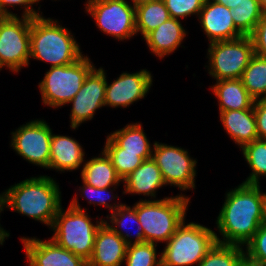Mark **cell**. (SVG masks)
<instances>
[{
	"mask_svg": "<svg viewBox=\"0 0 266 266\" xmlns=\"http://www.w3.org/2000/svg\"><path fill=\"white\" fill-rule=\"evenodd\" d=\"M260 184L241 183L225 194V201L216 220V241L245 246L262 225L265 193Z\"/></svg>",
	"mask_w": 266,
	"mask_h": 266,
	"instance_id": "obj_1",
	"label": "cell"
},
{
	"mask_svg": "<svg viewBox=\"0 0 266 266\" xmlns=\"http://www.w3.org/2000/svg\"><path fill=\"white\" fill-rule=\"evenodd\" d=\"M61 191L54 178L30 177L2 192V206L50 226L62 207Z\"/></svg>",
	"mask_w": 266,
	"mask_h": 266,
	"instance_id": "obj_2",
	"label": "cell"
},
{
	"mask_svg": "<svg viewBox=\"0 0 266 266\" xmlns=\"http://www.w3.org/2000/svg\"><path fill=\"white\" fill-rule=\"evenodd\" d=\"M83 55L74 35L58 20L43 15L31 18L30 59L53 67L73 64Z\"/></svg>",
	"mask_w": 266,
	"mask_h": 266,
	"instance_id": "obj_3",
	"label": "cell"
},
{
	"mask_svg": "<svg viewBox=\"0 0 266 266\" xmlns=\"http://www.w3.org/2000/svg\"><path fill=\"white\" fill-rule=\"evenodd\" d=\"M77 197L78 194L74 195L69 207L66 210L61 207L55 216L51 239L88 262L93 252L95 235L105 218H99L101 220L97 219L93 224L92 218L86 213L88 209L80 206Z\"/></svg>",
	"mask_w": 266,
	"mask_h": 266,
	"instance_id": "obj_4",
	"label": "cell"
},
{
	"mask_svg": "<svg viewBox=\"0 0 266 266\" xmlns=\"http://www.w3.org/2000/svg\"><path fill=\"white\" fill-rule=\"evenodd\" d=\"M190 200L181 193L158 200L141 198L136 202V213L143 227L145 242H167L186 220Z\"/></svg>",
	"mask_w": 266,
	"mask_h": 266,
	"instance_id": "obj_5",
	"label": "cell"
},
{
	"mask_svg": "<svg viewBox=\"0 0 266 266\" xmlns=\"http://www.w3.org/2000/svg\"><path fill=\"white\" fill-rule=\"evenodd\" d=\"M216 242L215 231L184 220L161 251V266L198 265Z\"/></svg>",
	"mask_w": 266,
	"mask_h": 266,
	"instance_id": "obj_6",
	"label": "cell"
},
{
	"mask_svg": "<svg viewBox=\"0 0 266 266\" xmlns=\"http://www.w3.org/2000/svg\"><path fill=\"white\" fill-rule=\"evenodd\" d=\"M94 67L87 55L70 65L50 67L38 84L43 105L50 108L67 105L81 89L86 76Z\"/></svg>",
	"mask_w": 266,
	"mask_h": 266,
	"instance_id": "obj_7",
	"label": "cell"
},
{
	"mask_svg": "<svg viewBox=\"0 0 266 266\" xmlns=\"http://www.w3.org/2000/svg\"><path fill=\"white\" fill-rule=\"evenodd\" d=\"M208 44L206 69L215 81L240 79L255 54L250 36Z\"/></svg>",
	"mask_w": 266,
	"mask_h": 266,
	"instance_id": "obj_8",
	"label": "cell"
},
{
	"mask_svg": "<svg viewBox=\"0 0 266 266\" xmlns=\"http://www.w3.org/2000/svg\"><path fill=\"white\" fill-rule=\"evenodd\" d=\"M31 18L4 16L0 20V70L18 73L30 64Z\"/></svg>",
	"mask_w": 266,
	"mask_h": 266,
	"instance_id": "obj_9",
	"label": "cell"
},
{
	"mask_svg": "<svg viewBox=\"0 0 266 266\" xmlns=\"http://www.w3.org/2000/svg\"><path fill=\"white\" fill-rule=\"evenodd\" d=\"M85 10L102 33L117 41L130 40L137 35L135 6L129 1L91 0L85 2Z\"/></svg>",
	"mask_w": 266,
	"mask_h": 266,
	"instance_id": "obj_10",
	"label": "cell"
},
{
	"mask_svg": "<svg viewBox=\"0 0 266 266\" xmlns=\"http://www.w3.org/2000/svg\"><path fill=\"white\" fill-rule=\"evenodd\" d=\"M152 159L161 170L166 186H177L180 191L195 189L197 159L191 158L188 149L155 141Z\"/></svg>",
	"mask_w": 266,
	"mask_h": 266,
	"instance_id": "obj_11",
	"label": "cell"
},
{
	"mask_svg": "<svg viewBox=\"0 0 266 266\" xmlns=\"http://www.w3.org/2000/svg\"><path fill=\"white\" fill-rule=\"evenodd\" d=\"M52 129L44 119L30 120L11 132L12 149L29 163L48 169Z\"/></svg>",
	"mask_w": 266,
	"mask_h": 266,
	"instance_id": "obj_12",
	"label": "cell"
},
{
	"mask_svg": "<svg viewBox=\"0 0 266 266\" xmlns=\"http://www.w3.org/2000/svg\"><path fill=\"white\" fill-rule=\"evenodd\" d=\"M107 73L102 67L96 66L86 76L81 89L68 103L72 104L70 112V127H78L93 119L97 109L105 106V91L107 82Z\"/></svg>",
	"mask_w": 266,
	"mask_h": 266,
	"instance_id": "obj_13",
	"label": "cell"
},
{
	"mask_svg": "<svg viewBox=\"0 0 266 266\" xmlns=\"http://www.w3.org/2000/svg\"><path fill=\"white\" fill-rule=\"evenodd\" d=\"M153 76L147 69L135 73L123 72L111 84L106 82L105 107L127 108L147 96L153 84Z\"/></svg>",
	"mask_w": 266,
	"mask_h": 266,
	"instance_id": "obj_14",
	"label": "cell"
},
{
	"mask_svg": "<svg viewBox=\"0 0 266 266\" xmlns=\"http://www.w3.org/2000/svg\"><path fill=\"white\" fill-rule=\"evenodd\" d=\"M29 266H87V261L51 238L20 237Z\"/></svg>",
	"mask_w": 266,
	"mask_h": 266,
	"instance_id": "obj_15",
	"label": "cell"
},
{
	"mask_svg": "<svg viewBox=\"0 0 266 266\" xmlns=\"http://www.w3.org/2000/svg\"><path fill=\"white\" fill-rule=\"evenodd\" d=\"M198 21L209 43L233 40L244 36L232 19V11L214 0H205Z\"/></svg>",
	"mask_w": 266,
	"mask_h": 266,
	"instance_id": "obj_16",
	"label": "cell"
},
{
	"mask_svg": "<svg viewBox=\"0 0 266 266\" xmlns=\"http://www.w3.org/2000/svg\"><path fill=\"white\" fill-rule=\"evenodd\" d=\"M126 248V242L103 222L95 235L93 252L87 266H121Z\"/></svg>",
	"mask_w": 266,
	"mask_h": 266,
	"instance_id": "obj_17",
	"label": "cell"
},
{
	"mask_svg": "<svg viewBox=\"0 0 266 266\" xmlns=\"http://www.w3.org/2000/svg\"><path fill=\"white\" fill-rule=\"evenodd\" d=\"M84 157V149L75 138L52 132L48 169H53L60 173L77 170L85 163Z\"/></svg>",
	"mask_w": 266,
	"mask_h": 266,
	"instance_id": "obj_18",
	"label": "cell"
},
{
	"mask_svg": "<svg viewBox=\"0 0 266 266\" xmlns=\"http://www.w3.org/2000/svg\"><path fill=\"white\" fill-rule=\"evenodd\" d=\"M124 185L122 194L142 195L156 200V192L166 186L161 170L151 158L131 172L122 182Z\"/></svg>",
	"mask_w": 266,
	"mask_h": 266,
	"instance_id": "obj_19",
	"label": "cell"
},
{
	"mask_svg": "<svg viewBox=\"0 0 266 266\" xmlns=\"http://www.w3.org/2000/svg\"><path fill=\"white\" fill-rule=\"evenodd\" d=\"M186 35V28L182 26L180 20L169 18L143 39L149 51L162 59L178 49L179 46L182 47L181 44Z\"/></svg>",
	"mask_w": 266,
	"mask_h": 266,
	"instance_id": "obj_20",
	"label": "cell"
},
{
	"mask_svg": "<svg viewBox=\"0 0 266 266\" xmlns=\"http://www.w3.org/2000/svg\"><path fill=\"white\" fill-rule=\"evenodd\" d=\"M220 121L227 135L243 148L258 139L254 109L219 111Z\"/></svg>",
	"mask_w": 266,
	"mask_h": 266,
	"instance_id": "obj_21",
	"label": "cell"
},
{
	"mask_svg": "<svg viewBox=\"0 0 266 266\" xmlns=\"http://www.w3.org/2000/svg\"><path fill=\"white\" fill-rule=\"evenodd\" d=\"M210 89L218 99L219 111L253 108L255 99L243 86L241 79L216 81Z\"/></svg>",
	"mask_w": 266,
	"mask_h": 266,
	"instance_id": "obj_22",
	"label": "cell"
},
{
	"mask_svg": "<svg viewBox=\"0 0 266 266\" xmlns=\"http://www.w3.org/2000/svg\"><path fill=\"white\" fill-rule=\"evenodd\" d=\"M80 176L83 182L97 188L120 186V182H123L103 150L98 157L85 161Z\"/></svg>",
	"mask_w": 266,
	"mask_h": 266,
	"instance_id": "obj_23",
	"label": "cell"
},
{
	"mask_svg": "<svg viewBox=\"0 0 266 266\" xmlns=\"http://www.w3.org/2000/svg\"><path fill=\"white\" fill-rule=\"evenodd\" d=\"M106 218L109 220H104V222L107 223L109 227L112 228V230L126 242L127 245L145 242L143 227L138 221L136 213V202L132 207L126 205L125 203L122 204L115 211L110 213L109 216L107 215ZM129 223H134L136 226L137 231L134 233V236L130 233L131 231L129 232L128 229H124L128 227ZM132 237H134L135 240L133 239L132 241Z\"/></svg>",
	"mask_w": 266,
	"mask_h": 266,
	"instance_id": "obj_24",
	"label": "cell"
},
{
	"mask_svg": "<svg viewBox=\"0 0 266 266\" xmlns=\"http://www.w3.org/2000/svg\"><path fill=\"white\" fill-rule=\"evenodd\" d=\"M170 18L163 0H154L135 6L136 33L144 38Z\"/></svg>",
	"mask_w": 266,
	"mask_h": 266,
	"instance_id": "obj_25",
	"label": "cell"
},
{
	"mask_svg": "<svg viewBox=\"0 0 266 266\" xmlns=\"http://www.w3.org/2000/svg\"><path fill=\"white\" fill-rule=\"evenodd\" d=\"M102 149L110 158L112 165L122 181L139 167L144 160L152 157V153L123 152V148H121L109 135L107 136L105 146Z\"/></svg>",
	"mask_w": 266,
	"mask_h": 266,
	"instance_id": "obj_26",
	"label": "cell"
},
{
	"mask_svg": "<svg viewBox=\"0 0 266 266\" xmlns=\"http://www.w3.org/2000/svg\"><path fill=\"white\" fill-rule=\"evenodd\" d=\"M143 129L141 123H130L113 131L109 136L123 148V152L152 153L153 146Z\"/></svg>",
	"mask_w": 266,
	"mask_h": 266,
	"instance_id": "obj_27",
	"label": "cell"
},
{
	"mask_svg": "<svg viewBox=\"0 0 266 266\" xmlns=\"http://www.w3.org/2000/svg\"><path fill=\"white\" fill-rule=\"evenodd\" d=\"M240 79L255 100L266 99V58L254 54Z\"/></svg>",
	"mask_w": 266,
	"mask_h": 266,
	"instance_id": "obj_28",
	"label": "cell"
},
{
	"mask_svg": "<svg viewBox=\"0 0 266 266\" xmlns=\"http://www.w3.org/2000/svg\"><path fill=\"white\" fill-rule=\"evenodd\" d=\"M241 151L251 168L250 175L242 183L259 185L260 177L266 178V140L256 139L246 144Z\"/></svg>",
	"mask_w": 266,
	"mask_h": 266,
	"instance_id": "obj_29",
	"label": "cell"
},
{
	"mask_svg": "<svg viewBox=\"0 0 266 266\" xmlns=\"http://www.w3.org/2000/svg\"><path fill=\"white\" fill-rule=\"evenodd\" d=\"M244 257L243 246L216 242L196 266H238Z\"/></svg>",
	"mask_w": 266,
	"mask_h": 266,
	"instance_id": "obj_30",
	"label": "cell"
},
{
	"mask_svg": "<svg viewBox=\"0 0 266 266\" xmlns=\"http://www.w3.org/2000/svg\"><path fill=\"white\" fill-rule=\"evenodd\" d=\"M231 11L235 27L244 36H250L253 33L263 15L259 0H243Z\"/></svg>",
	"mask_w": 266,
	"mask_h": 266,
	"instance_id": "obj_31",
	"label": "cell"
},
{
	"mask_svg": "<svg viewBox=\"0 0 266 266\" xmlns=\"http://www.w3.org/2000/svg\"><path fill=\"white\" fill-rule=\"evenodd\" d=\"M156 247L157 244L149 242L127 245L124 265L161 266V254L157 255Z\"/></svg>",
	"mask_w": 266,
	"mask_h": 266,
	"instance_id": "obj_32",
	"label": "cell"
},
{
	"mask_svg": "<svg viewBox=\"0 0 266 266\" xmlns=\"http://www.w3.org/2000/svg\"><path fill=\"white\" fill-rule=\"evenodd\" d=\"M82 187H79L78 191L82 198H85V200H88L89 204L95 205V206H102L105 208H108V210L112 213L115 211L119 206H121L123 203H120V201L117 203L115 199L117 198V194L114 195L113 191H115V188L118 186H113L109 188H97L93 187L91 185H88L87 183L83 182ZM112 199L115 201V203H108L107 201H112ZM117 203V204H116Z\"/></svg>",
	"mask_w": 266,
	"mask_h": 266,
	"instance_id": "obj_33",
	"label": "cell"
},
{
	"mask_svg": "<svg viewBox=\"0 0 266 266\" xmlns=\"http://www.w3.org/2000/svg\"><path fill=\"white\" fill-rule=\"evenodd\" d=\"M244 249L248 260L266 266V225L262 224L258 228Z\"/></svg>",
	"mask_w": 266,
	"mask_h": 266,
	"instance_id": "obj_34",
	"label": "cell"
},
{
	"mask_svg": "<svg viewBox=\"0 0 266 266\" xmlns=\"http://www.w3.org/2000/svg\"><path fill=\"white\" fill-rule=\"evenodd\" d=\"M170 18L184 20L192 15L199 16L205 0H163Z\"/></svg>",
	"mask_w": 266,
	"mask_h": 266,
	"instance_id": "obj_35",
	"label": "cell"
},
{
	"mask_svg": "<svg viewBox=\"0 0 266 266\" xmlns=\"http://www.w3.org/2000/svg\"><path fill=\"white\" fill-rule=\"evenodd\" d=\"M38 0H0V12L3 16H19L11 10L9 11L8 7H20V10H23L21 13L23 17L35 18L42 15L43 12L33 8V4H38ZM23 8V9H21ZM41 12V13H40Z\"/></svg>",
	"mask_w": 266,
	"mask_h": 266,
	"instance_id": "obj_36",
	"label": "cell"
},
{
	"mask_svg": "<svg viewBox=\"0 0 266 266\" xmlns=\"http://www.w3.org/2000/svg\"><path fill=\"white\" fill-rule=\"evenodd\" d=\"M250 37L253 41L255 54L266 58V14L262 15Z\"/></svg>",
	"mask_w": 266,
	"mask_h": 266,
	"instance_id": "obj_37",
	"label": "cell"
},
{
	"mask_svg": "<svg viewBox=\"0 0 266 266\" xmlns=\"http://www.w3.org/2000/svg\"><path fill=\"white\" fill-rule=\"evenodd\" d=\"M258 139L266 140V99H256L253 105Z\"/></svg>",
	"mask_w": 266,
	"mask_h": 266,
	"instance_id": "obj_38",
	"label": "cell"
},
{
	"mask_svg": "<svg viewBox=\"0 0 266 266\" xmlns=\"http://www.w3.org/2000/svg\"><path fill=\"white\" fill-rule=\"evenodd\" d=\"M214 1L232 10L236 8V6H238L243 0H214Z\"/></svg>",
	"mask_w": 266,
	"mask_h": 266,
	"instance_id": "obj_39",
	"label": "cell"
},
{
	"mask_svg": "<svg viewBox=\"0 0 266 266\" xmlns=\"http://www.w3.org/2000/svg\"><path fill=\"white\" fill-rule=\"evenodd\" d=\"M10 236V232L6 231L4 228H0V245H4L6 238Z\"/></svg>",
	"mask_w": 266,
	"mask_h": 266,
	"instance_id": "obj_40",
	"label": "cell"
},
{
	"mask_svg": "<svg viewBox=\"0 0 266 266\" xmlns=\"http://www.w3.org/2000/svg\"><path fill=\"white\" fill-rule=\"evenodd\" d=\"M238 266H265V265H260V264L254 263V262L248 260L246 257H244Z\"/></svg>",
	"mask_w": 266,
	"mask_h": 266,
	"instance_id": "obj_41",
	"label": "cell"
},
{
	"mask_svg": "<svg viewBox=\"0 0 266 266\" xmlns=\"http://www.w3.org/2000/svg\"><path fill=\"white\" fill-rule=\"evenodd\" d=\"M262 224L266 225V192L264 195V202H263V219H262Z\"/></svg>",
	"mask_w": 266,
	"mask_h": 266,
	"instance_id": "obj_42",
	"label": "cell"
},
{
	"mask_svg": "<svg viewBox=\"0 0 266 266\" xmlns=\"http://www.w3.org/2000/svg\"><path fill=\"white\" fill-rule=\"evenodd\" d=\"M260 8L263 14H266V0H259Z\"/></svg>",
	"mask_w": 266,
	"mask_h": 266,
	"instance_id": "obj_43",
	"label": "cell"
},
{
	"mask_svg": "<svg viewBox=\"0 0 266 266\" xmlns=\"http://www.w3.org/2000/svg\"><path fill=\"white\" fill-rule=\"evenodd\" d=\"M149 1H154V0H131L132 5L137 6L139 4L145 3V2H149Z\"/></svg>",
	"mask_w": 266,
	"mask_h": 266,
	"instance_id": "obj_44",
	"label": "cell"
},
{
	"mask_svg": "<svg viewBox=\"0 0 266 266\" xmlns=\"http://www.w3.org/2000/svg\"><path fill=\"white\" fill-rule=\"evenodd\" d=\"M3 211V206H2V192L0 193V213ZM1 216V215H0ZM0 228H3L0 224Z\"/></svg>",
	"mask_w": 266,
	"mask_h": 266,
	"instance_id": "obj_45",
	"label": "cell"
},
{
	"mask_svg": "<svg viewBox=\"0 0 266 266\" xmlns=\"http://www.w3.org/2000/svg\"><path fill=\"white\" fill-rule=\"evenodd\" d=\"M4 16L1 14V12H0V20L3 18Z\"/></svg>",
	"mask_w": 266,
	"mask_h": 266,
	"instance_id": "obj_46",
	"label": "cell"
}]
</instances>
